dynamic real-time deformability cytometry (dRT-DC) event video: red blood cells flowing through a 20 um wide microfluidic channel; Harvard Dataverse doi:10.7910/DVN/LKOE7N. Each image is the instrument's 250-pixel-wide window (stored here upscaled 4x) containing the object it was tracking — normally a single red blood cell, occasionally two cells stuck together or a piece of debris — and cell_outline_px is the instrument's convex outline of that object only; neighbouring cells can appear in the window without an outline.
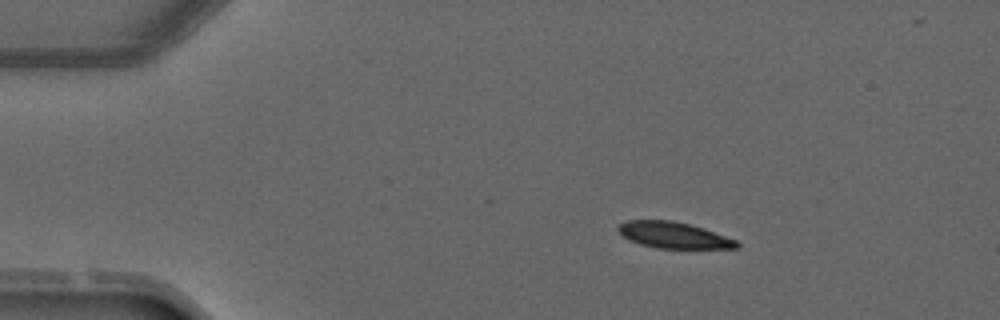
{"species": "common noctule bat (a hibernating species)", "species_latin": "Nyctalus noctula", "temperature_condition": "warm", "stored_images_in_passage": 3, "camera_frame_rate_fps": 3000, "um_per_image_px": 0.085, "animal": {"sex": "male", "forearm_length_mm": 52.5}, "frame": {"image": 1, "passage_image": 2, "time_ms": 1.0, "image_size_px": [1000, 320], "cell_outline_px": [[740, 248], [656, 248], [640, 244], [628, 240], [616, 228], [620, 224], [628, 220], [672, 220], [692, 224], [704, 228], [736, 240], [740, 244]], "centroid_in_image_um": [57.27, 19.98], "position_along_channel_um": 27.7, "area_um2": 18.15}}
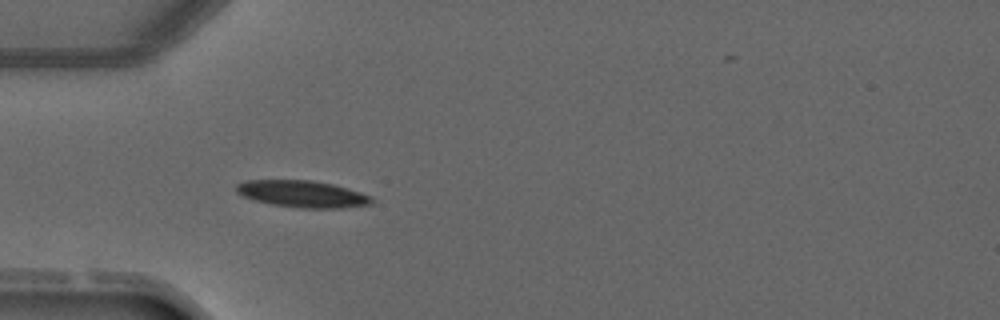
{"frame": {"image": 2, "passage_image": 3, "time_ms": 3.0, "image_size_px": [1000, 320], "cell_outline_px": [[376, 200], [372, 204], [344, 208], [300, 208], [272, 204], [252, 200], [236, 192], [236, 184], [248, 180], [312, 180], [332, 184], [348, 188], [372, 196]], "centroid_in_image_um": [25.74, 16.49], "position_along_channel_um": 59.3, "area_um2": 21.33}}